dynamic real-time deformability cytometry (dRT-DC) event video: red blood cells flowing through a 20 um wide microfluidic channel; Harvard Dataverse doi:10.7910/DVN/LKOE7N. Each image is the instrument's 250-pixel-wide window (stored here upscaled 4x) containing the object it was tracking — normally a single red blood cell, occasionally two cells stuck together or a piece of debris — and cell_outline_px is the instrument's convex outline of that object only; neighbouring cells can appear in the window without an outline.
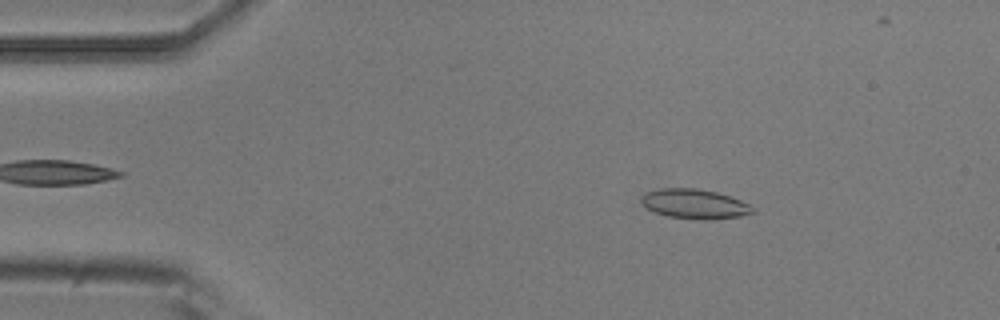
{"species": "common noctule bat (a hibernating species)", "species_latin": "Nyctalus noctula", "temperature_condition": "room temperature", "stored_images_in_passage": 45, "camera_frame_rate_fps": 3000, "um_per_image_px": 0.085, "animal": {"sex": "male", "body_mass_g": 20.5, "forearm_length_mm": 52.5}, "frame": {"image": 1, "passage_image": 8, "time_ms": 2.333, "image_size_px": [1000, 320], "cell_outline_px": [[756, 212], [740, 216], [712, 220], [704, 220], [668, 216], [656, 212], [648, 208], [640, 200], [640, 196], [644, 192], [660, 188], [696, 188], [716, 192], [732, 196], [756, 208]], "centroid_in_image_um": [59.07, 17.33], "position_along_channel_um": 25.9, "area_um2": 19.36}}
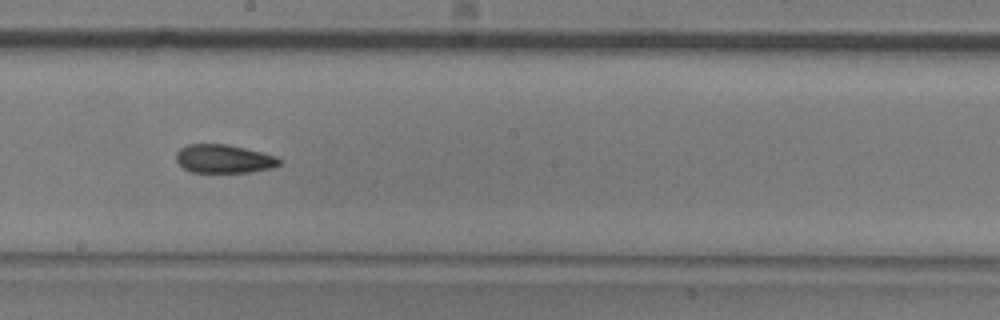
{"frame": {"image": 2, "passage_image": 29, "time_ms": 9.333, "image_size_px": [1000, 320], "cell_outline_px": [[284, 160], [280, 164], [272, 168], [248, 172], [192, 172], [184, 168], [176, 160], [176, 152], [180, 148], [188, 144], [228, 144], [276, 156]], "centroid_in_image_um": [19.04, 13.5], "position_along_channel_um": 229.2, "area_um2": 17.11}}
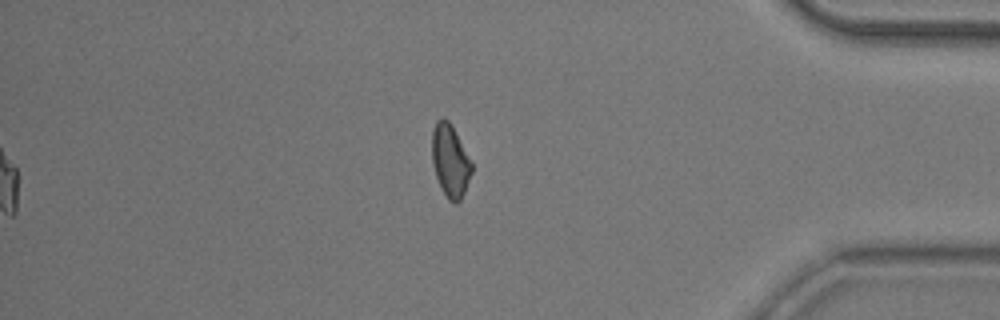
{"frame": {"image": 3, "passage_image": 45, "time_ms": 14.667, "image_size_px": [1000, 320], "cell_outline_px": [[472, 172], [464, 192], [460, 200], [456, 204], [452, 204], [448, 200], [436, 176], [432, 164], [432, 132], [436, 120], [440, 116], [444, 116], [452, 124], [472, 164]], "centroid_in_image_um": [38.25, 13.63], "position_along_channel_um": 396.9, "area_um2": 16.82}, "authors_computed_cell_mechanics": {"area_um2": 17.918, "velocity_mm_per_s": 3.7566, "shape_relaxation_time_tau1_ms": 8.4603, "shape_relaxation_time_tau2_ms": 3.0784, "deformation_change_tau1": 0.1737, "deformation_change_tau2": 0.0908}}